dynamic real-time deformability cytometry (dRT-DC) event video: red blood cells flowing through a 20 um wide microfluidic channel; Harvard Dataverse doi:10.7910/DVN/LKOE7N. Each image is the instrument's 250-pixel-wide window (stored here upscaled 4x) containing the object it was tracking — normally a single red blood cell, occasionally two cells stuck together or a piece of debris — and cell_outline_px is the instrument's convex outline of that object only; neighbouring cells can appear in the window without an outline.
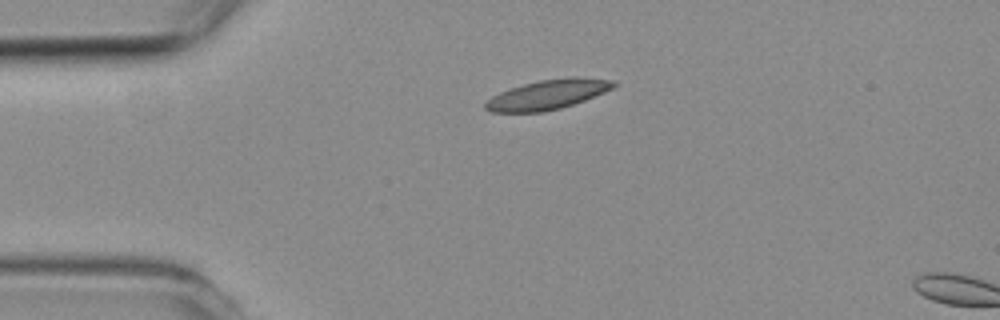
{"species": "common noctule bat (a hibernating species)", "species_latin": "Nyctalus noctula", "temperature_condition": "room temperature", "stored_images_in_passage": 2, "camera_frame_rate_fps": 3000, "um_per_image_px": 0.085, "animal": {"sex": "female", "body_mass_g": 19.3, "forearm_length_mm": 54.1}, "frame": {"image": 1, "passage_image": 1, "time_ms": 0.0, "image_size_px": [1000, 320], "cell_outline_px": [[616, 84], [612, 88], [604, 92], [584, 100], [560, 108], [544, 112], [492, 112], [484, 108], [484, 104], [492, 96], [500, 92], [524, 84], [540, 80], [612, 80]], "centroid_in_image_um": [46.42, 8.1], "position_along_channel_um": 38.6, "area_um2": 20.81}}